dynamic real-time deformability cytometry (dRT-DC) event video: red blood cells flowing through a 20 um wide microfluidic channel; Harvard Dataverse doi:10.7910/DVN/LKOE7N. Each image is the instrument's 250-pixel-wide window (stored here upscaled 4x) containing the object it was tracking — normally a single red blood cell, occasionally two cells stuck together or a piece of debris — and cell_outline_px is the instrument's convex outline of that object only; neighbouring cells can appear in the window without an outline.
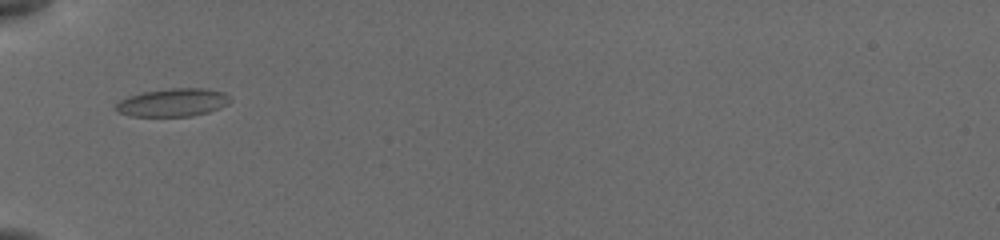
{"species": "common noctule bat (a hibernating species)", "species_latin": "Nyctalus noctula", "temperature_condition": "cold", "stored_images_in_passage": 28, "camera_frame_rate_fps": 3000, "um_per_image_px": 0.085, "animal": {"sex": "female", "body_mass_g": 19.5, "forearm_length_mm": 54.1}, "frame": {"image": 1, "passage_image": 1, "time_ms": 0.0, "image_size_px": [1000, 240], "cell_outline_px": [[232, 100], [228, 104], [220, 108], [208, 112], [192, 116], [132, 116], [116, 112], [112, 108], [120, 100], [128, 96], [144, 92], [172, 88], [204, 88], [224, 92]], "centroid_in_image_um": [14.68, 8.72], "position_along_channel_um": 70.3, "area_um2": 18.79}}
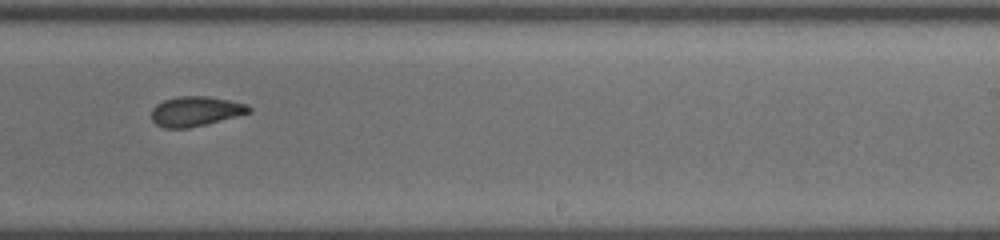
{"frame": {"image": 2, "passage_image": 10, "time_ms": 5.333, "image_size_px": [1000, 240], "cell_outline_px": [[252, 112], [188, 128], [164, 128], [156, 124], [152, 120], [152, 108], [156, 104], [164, 100], [176, 96], [208, 96], [248, 104], [252, 108]], "centroid_in_image_um": [16.62, 9.45], "position_along_channel_um": 272.4, "area_um2": 16.88}}
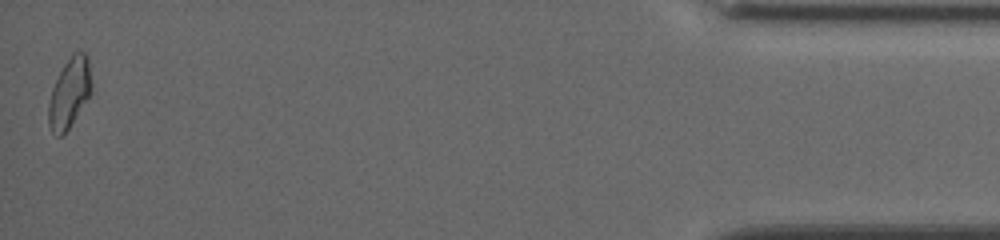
{"frame": {"image": 3, "passage_image": 28, "time_ms": 11.333, "image_size_px": [1000, 240], "cell_outline_px": [[92, 92], [68, 128], [60, 136], [56, 136], [52, 132], [48, 124], [48, 104], [52, 88], [64, 64], [72, 52], [84, 52], [88, 56], [92, 84]], "centroid_in_image_um": [5.91, 7.87], "position_along_channel_um": 429.3, "area_um2": 17.4}, "authors_computed_cell_mechanics": {"area_um2": 16.8776, "velocity_mm_per_s": 3.8713, "shape_relaxation_time_tau1_ms": 4.2114, "shape_relaxation_time_tau2_ms": 2.4089, "deformation_change_tau1": 0.1292, "deformation_change_tau2": 0.0748}}